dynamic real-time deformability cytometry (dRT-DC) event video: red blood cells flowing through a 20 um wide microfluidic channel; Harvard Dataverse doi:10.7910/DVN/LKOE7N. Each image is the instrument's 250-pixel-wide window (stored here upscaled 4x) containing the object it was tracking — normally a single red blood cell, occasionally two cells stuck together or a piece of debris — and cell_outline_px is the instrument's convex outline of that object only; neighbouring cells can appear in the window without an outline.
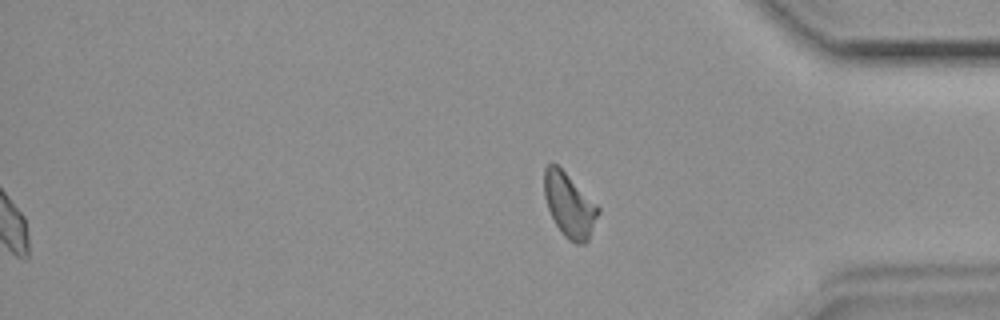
{"species": "common noctule bat (a hibernating species)", "species_latin": "Nyctalus noctula", "temperature_condition": "room temperature", "stored_images_in_passage": 45, "segment_of_instrument_passage": [3, 3], "camera_frame_rate_fps": 3000, "um_per_image_px": 0.085, "animal": {"sex": "female", "body_mass_g": 19.9}, "frame": {"image": 1, "passage_image": 45, "time_ms": 14.667, "image_size_px": [1000, 320], "cell_outline_px": [[600, 212], [588, 240], [584, 244], [576, 244], [568, 240], [560, 232], [548, 208], [544, 196], [544, 168], [548, 164], [556, 164], [600, 208]], "centroid_in_image_um": [48.39, 17.48], "position_along_channel_um": 386.8, "area_um2": 19.83}}